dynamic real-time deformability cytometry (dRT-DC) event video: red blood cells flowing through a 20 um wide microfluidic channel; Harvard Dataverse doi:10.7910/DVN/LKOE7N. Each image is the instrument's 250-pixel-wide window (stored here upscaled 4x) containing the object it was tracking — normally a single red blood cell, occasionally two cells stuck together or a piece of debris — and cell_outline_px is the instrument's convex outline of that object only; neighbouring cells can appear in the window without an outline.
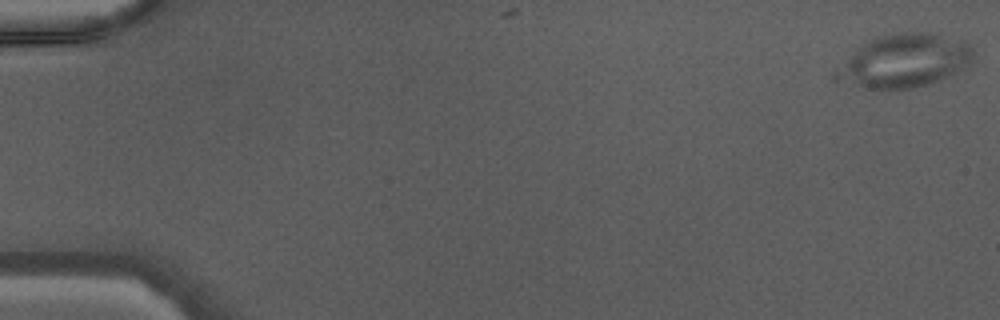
{"species": "Egyptian fruit bat (a non-hibernating species)", "species_latin": "Rousettus aegyptiacus", "temperature_condition": "warm", "stored_images_in_passage": 6, "camera_frame_rate_fps": 3000, "um_per_image_px": 0.085, "animal": {"sex": "male"}, "frame": {"image": 1, "passage_image": 1, "time_ms": 0.0, "image_size_px": [1000, 320], "cell_outline_px": [[972, 56], [964, 68], [936, 80], [924, 84], [908, 88], [864, 88], [856, 80], [848, 68], [848, 60], [864, 44], [876, 36], [904, 32], [928, 32], [964, 40], [972, 48]], "centroid_in_image_um": [77.18, 5.07], "position_along_channel_um": 7.8, "area_um2": 38.9}}